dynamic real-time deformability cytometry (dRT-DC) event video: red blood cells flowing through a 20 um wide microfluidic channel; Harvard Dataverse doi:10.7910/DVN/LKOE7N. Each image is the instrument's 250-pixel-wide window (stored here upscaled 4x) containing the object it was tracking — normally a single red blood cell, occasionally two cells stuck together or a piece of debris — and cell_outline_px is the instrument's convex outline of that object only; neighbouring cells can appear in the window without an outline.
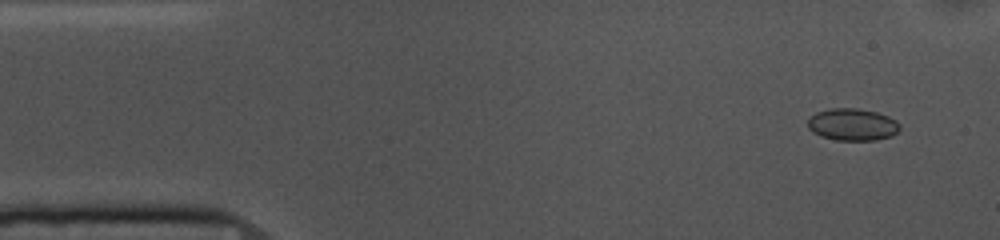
{"species": "common noctule bat (a hibernating species)", "species_latin": "Nyctalus noctula", "temperature_condition": "cold", "stored_images_in_passage": 54, "camera_frame_rate_fps": 3000, "um_per_image_px": 0.085, "animal": {"sex": "female", "body_mass_g": 10.0, "forearm_length_mm": 53.1}, "frame": {"image": 1, "passage_image": 4, "time_ms": 1.0, "image_size_px": [1000, 240], "cell_outline_px": [[900, 128], [892, 136], [876, 140], [836, 140], [820, 136], [812, 132], [808, 128], [808, 116], [816, 112], [832, 108], [860, 108], [876, 112], [888, 116], [896, 120], [900, 124]], "centroid_in_image_um": [72.44, 10.58], "position_along_channel_um": 12.6, "area_um2": 17.4}}
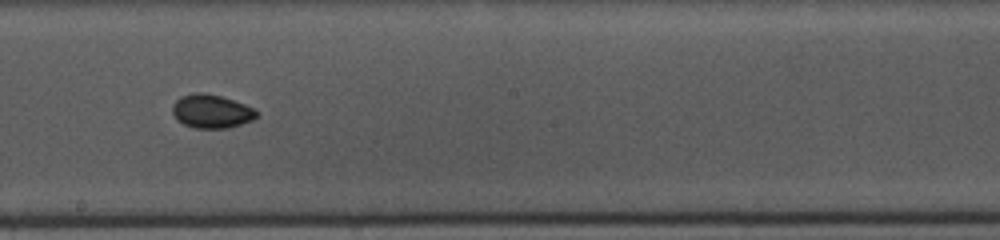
{"frame": {"image": 2, "passage_image": 29, "time_ms": 9.333, "image_size_px": [1000, 240], "cell_outline_px": [[260, 116], [252, 120], [228, 128], [192, 128], [176, 120], [172, 112], [172, 104], [180, 96], [192, 92], [204, 92], [220, 96], [256, 108]], "centroid_in_image_um": [17.96, 9.45], "position_along_channel_um": 230.2, "area_um2": 16.76}}
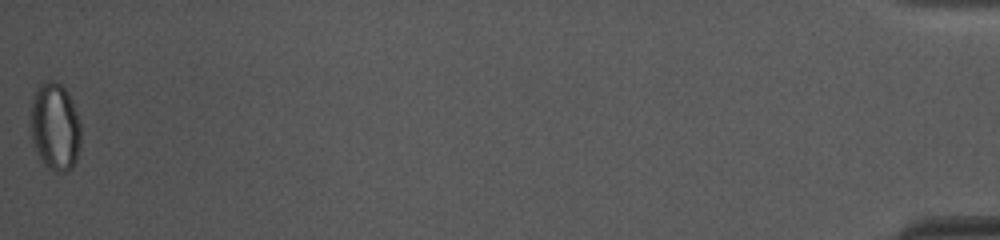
{"frame": {"image": 3, "passage_image": 54, "time_ms": 17.667, "image_size_px": [1000, 240], "cell_outline_px": [[80, 148], [76, 160], [72, 168], [68, 172], [56, 172], [48, 168], [40, 160], [36, 152], [32, 136], [32, 100], [36, 88], [40, 84], [48, 80], [52, 80], [60, 84], [68, 92], [72, 100], [80, 124]], "centroid_in_image_um": [4.7, 10.79], "position_along_channel_um": 430.5, "area_um2": 25.66}, "authors_computed_cell_mechanics": {"area_um2": 16.7042, "velocity_mm_per_s": 3.6622, "shape_relaxation_time_tau1_ms": 4.769, "shape_relaxation_time_tau2_ms": 1.7962, "deformation_change_tau1": 0.0763, "deformation_change_tau2": 0.0401}}